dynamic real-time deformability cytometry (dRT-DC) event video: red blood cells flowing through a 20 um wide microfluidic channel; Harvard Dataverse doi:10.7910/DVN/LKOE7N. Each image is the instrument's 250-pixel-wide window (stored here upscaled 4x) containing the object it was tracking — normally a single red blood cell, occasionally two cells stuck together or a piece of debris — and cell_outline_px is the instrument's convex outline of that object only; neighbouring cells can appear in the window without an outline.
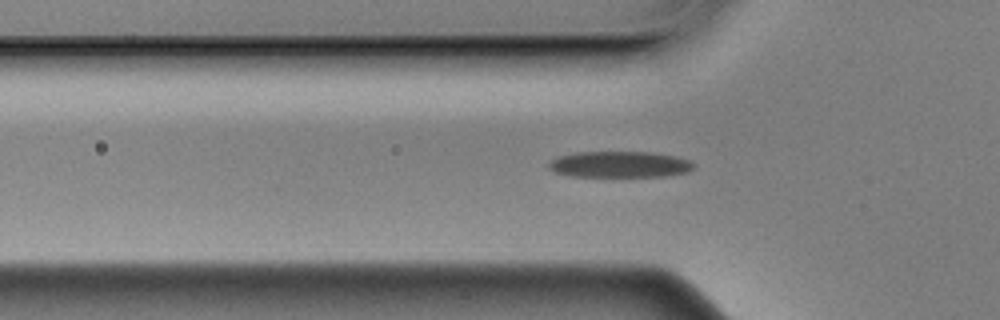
{"species": "Egyptian fruit bat (a non-hibernating species)", "species_latin": "Rousettus aegyptiacus", "temperature_condition": "cold", "stored_images_in_passage": 54, "camera_frame_rate_fps": 3000, "um_per_image_px": 0.085, "animal": {"sex": "male"}, "frame": {"image": 1, "passage_image": 17, "time_ms": 5.333, "image_size_px": [1000, 320], "cell_outline_px": [[696, 164], [688, 172], [664, 176], [572, 176], [556, 172], [548, 168], [548, 164], [552, 160], [560, 156], [576, 152], [648, 152], [672, 156], [688, 160]], "centroid_in_image_um": [52.66, 13.97], "position_along_channel_um": 73.1, "area_um2": 21.79}}
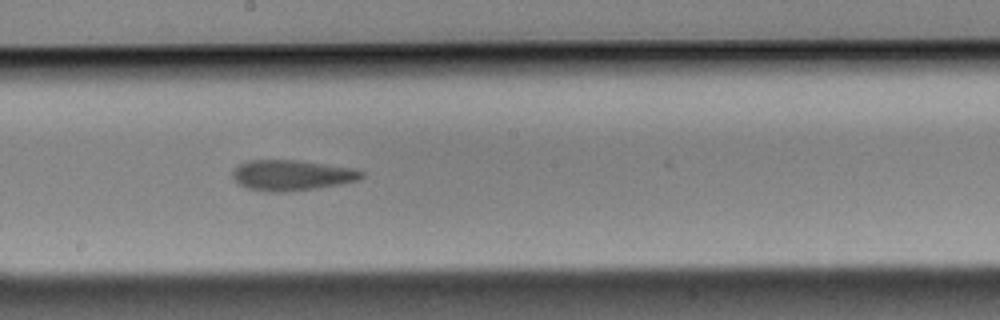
{"frame": {"image": 2, "passage_image": 30, "time_ms": 9.667, "image_size_px": [1000, 320], "cell_outline_px": [[364, 176], [356, 180], [340, 184], [316, 188], [280, 192], [268, 192], [248, 188], [236, 184], [232, 176], [232, 172], [240, 164], [248, 160], [296, 160], [356, 168], [364, 172]], "centroid_in_image_um": [24.79, 14.89], "position_along_channel_um": 223.4, "area_um2": 22.95}}
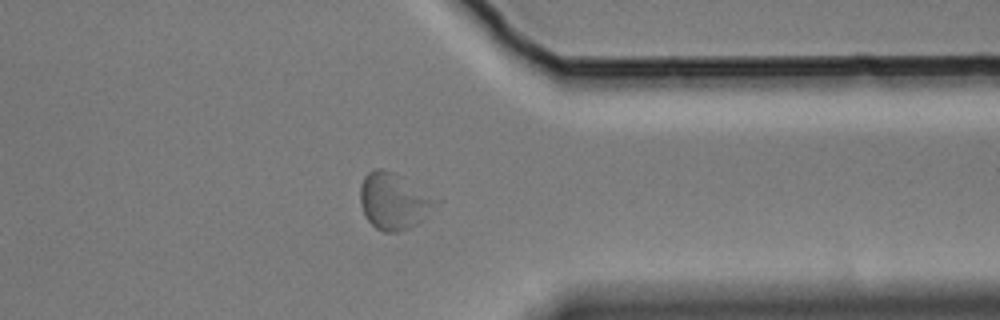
{"frame": {"image": 3, "passage_image": 44, "time_ms": 14.333, "image_size_px": [1000, 320], "cell_outline_px": [[432, 200], [420, 220], [416, 224], [400, 232], [384, 232], [376, 228], [368, 220], [360, 204], [360, 184], [364, 176], [372, 168], [380, 168], [396, 172]], "centroid_in_image_um": [33.27, 17.08], "position_along_channel_um": 378.1, "area_um2": 23.41}}